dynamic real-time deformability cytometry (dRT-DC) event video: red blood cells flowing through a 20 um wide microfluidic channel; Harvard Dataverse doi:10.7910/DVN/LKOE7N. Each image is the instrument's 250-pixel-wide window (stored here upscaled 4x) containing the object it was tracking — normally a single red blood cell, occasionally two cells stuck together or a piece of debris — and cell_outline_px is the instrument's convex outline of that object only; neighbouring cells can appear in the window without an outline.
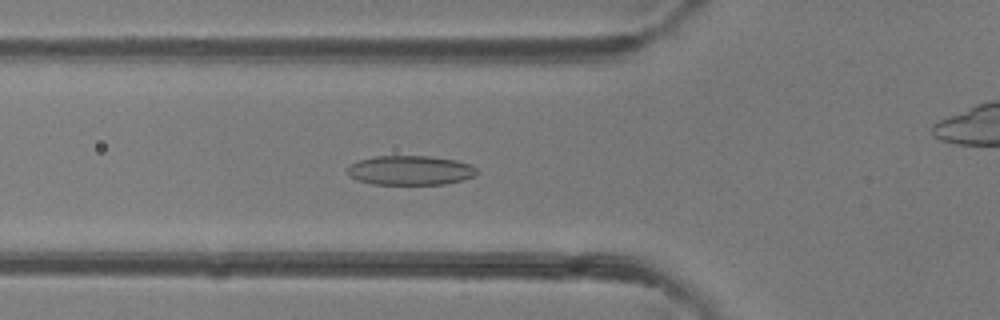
{"species": "common noctule bat (a hibernating species)", "species_latin": "Nyctalus noctula", "temperature_condition": "room temperature", "stored_images_in_passage": 47, "camera_frame_rate_fps": 3000, "um_per_image_px": 0.085, "animal": {"sex": "female"}, "frame": {"image": 1, "passage_image": 16, "time_ms": 5.0, "image_size_px": [1000, 320], "cell_outline_px": [[480, 172], [464, 180], [444, 184], [372, 184], [360, 180], [352, 176], [348, 172], [348, 164], [372, 156], [432, 156], [456, 160], [468, 164], [476, 168]], "centroid_in_image_um": [34.9, 14.47], "position_along_channel_um": 90.9, "area_um2": 22.14}}
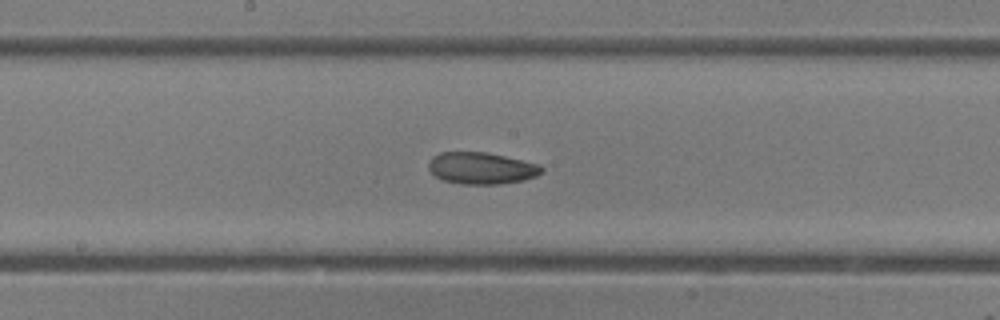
{"frame": {"image": 2, "passage_image": 24, "time_ms": 7.667, "image_size_px": [1000, 320], "cell_outline_px": [[544, 172], [536, 176], [524, 180], [500, 184], [460, 184], [444, 180], [436, 176], [428, 168], [428, 164], [432, 156], [440, 152], [484, 152], [504, 156], [540, 164], [544, 168]], "centroid_in_image_um": [40.94, 14.3], "position_along_channel_um": 207.3, "area_um2": 20.98}}
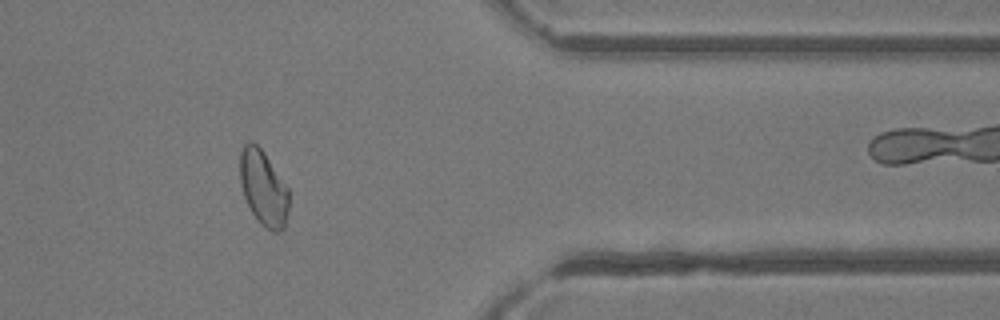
{"frame": {"image": 3, "passage_image": 38, "time_ms": 12.333, "image_size_px": [1000, 320], "cell_outline_px": [[288, 212], [284, 228], [280, 232], [272, 232], [260, 224], [252, 212], [244, 196], [240, 184], [240, 152], [244, 144], [248, 140], [252, 140], [264, 152], [288, 188]], "centroid_in_image_um": [22.38, 15.98], "position_along_channel_um": 389.0, "area_um2": 21.5}, "authors_computed_cell_mechanics": {"area_um2": 21.8484, "velocity_mm_per_s": 4.3359, "shape_relaxation_time_tau1_ms": 5.2486, "shape_relaxation_time_tau2_ms": 4.7566, "deformation_change_tau1": 0.1485, "deformation_change_tau2": 0.0972}}